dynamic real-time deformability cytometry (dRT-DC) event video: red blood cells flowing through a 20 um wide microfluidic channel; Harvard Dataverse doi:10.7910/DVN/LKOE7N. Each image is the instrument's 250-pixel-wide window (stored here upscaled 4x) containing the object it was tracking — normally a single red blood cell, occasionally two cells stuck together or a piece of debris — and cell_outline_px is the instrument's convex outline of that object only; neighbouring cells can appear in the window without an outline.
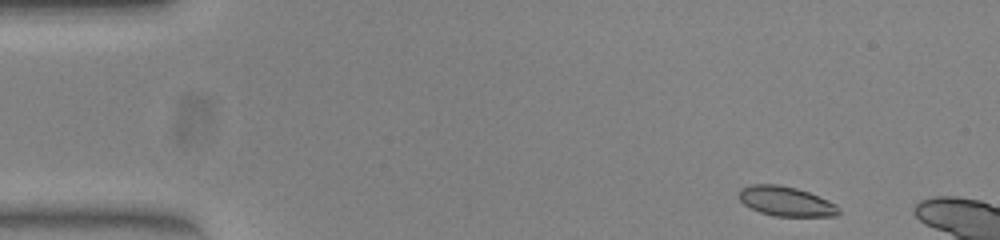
{"species": "common noctule bat (a hibernating species)", "species_latin": "Nyctalus noctula", "temperature_condition": "warm", "stored_images_in_passage": 9, "camera_frame_rate_fps": 3000, "um_per_image_px": 0.085, "animal": {"sex": "female", "body_mass_g": 23.0, "forearm_length_mm": 53.4}, "frame": {"image": 1, "passage_image": 1, "time_ms": 0.0, "image_size_px": [1000, 240], "cell_outline_px": [[840, 212], [836, 216], [776, 216], [760, 212], [744, 204], [736, 196], [736, 192], [740, 188], [752, 184], [776, 184], [796, 188], [808, 192], [828, 200], [836, 204], [840, 208]], "centroid_in_image_um": [66.77, 17.1], "position_along_channel_um": 18.2, "area_um2": 17.34}}